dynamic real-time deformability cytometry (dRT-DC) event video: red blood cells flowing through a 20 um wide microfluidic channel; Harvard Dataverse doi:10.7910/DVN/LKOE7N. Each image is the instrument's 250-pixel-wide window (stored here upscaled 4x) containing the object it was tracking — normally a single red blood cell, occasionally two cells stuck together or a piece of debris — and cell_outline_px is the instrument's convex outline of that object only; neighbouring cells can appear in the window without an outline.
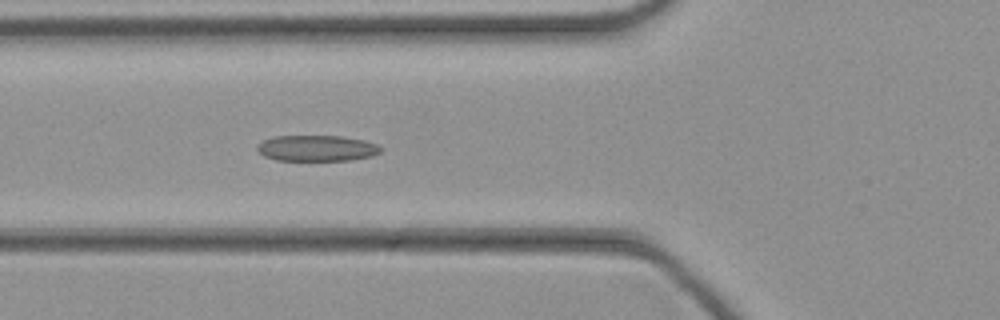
{"species": "common noctule bat (a hibernating species)", "species_latin": "Nyctalus noctula", "temperature_condition": "cold", "stored_images_in_passage": 37, "camera_frame_rate_fps": 3000, "um_per_image_px": 0.085, "animal": {"sex": "female", "body_mass_g": 21.9}, "frame": {"image": 1, "passage_image": 7, "time_ms": 2.0, "image_size_px": [1000, 320], "cell_outline_px": [[384, 148], [380, 152], [372, 156], [352, 160], [276, 160], [264, 156], [256, 148], [256, 144], [272, 136], [340, 136], [364, 140], [376, 144]], "centroid_in_image_um": [26.93, 12.59], "position_along_channel_um": 98.9, "area_um2": 18.73}}
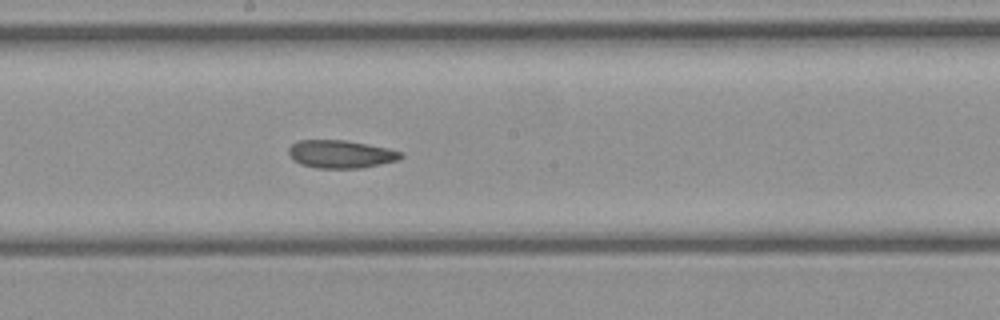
{"frame": {"image": 2, "passage_image": 15, "time_ms": 4.667, "image_size_px": [1000, 320], "cell_outline_px": [[404, 156], [400, 160], [360, 168], [316, 168], [300, 164], [292, 160], [288, 156], [288, 148], [296, 140], [344, 140], [388, 148], [404, 152]], "centroid_in_image_um": [28.95, 13.1], "position_along_channel_um": 219.3, "area_um2": 18.5}}
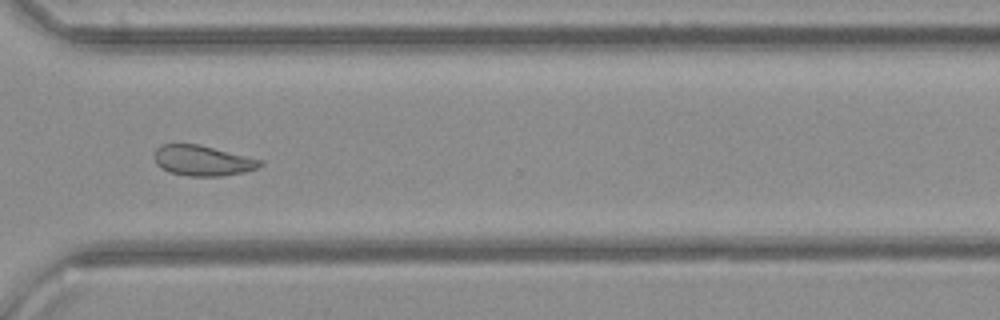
{"frame": {"image": 3, "passage_image": 24, "time_ms": 7.667, "image_size_px": [1000, 320], "cell_outline_px": [[264, 164], [256, 168], [244, 172], [220, 176], [188, 176], [168, 172], [160, 168], [156, 164], [152, 156], [156, 148], [160, 144], [200, 144], [264, 160]], "centroid_in_image_um": [17.19, 13.64], "position_along_channel_um": 353.4, "area_um2": 19.07}}